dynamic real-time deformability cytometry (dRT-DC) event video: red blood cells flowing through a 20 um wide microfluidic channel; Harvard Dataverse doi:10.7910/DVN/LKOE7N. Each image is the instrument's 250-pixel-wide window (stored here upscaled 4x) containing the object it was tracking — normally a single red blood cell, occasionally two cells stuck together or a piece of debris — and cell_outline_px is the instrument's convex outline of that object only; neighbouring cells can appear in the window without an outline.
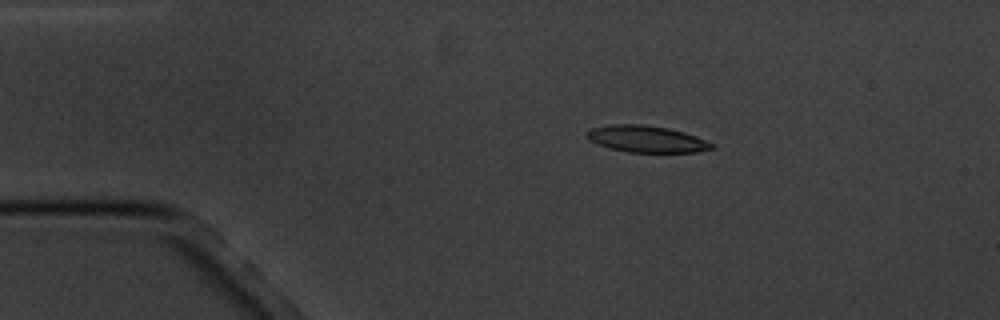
{"species": "common noctule bat (a hibernating species)", "species_latin": "Nyctalus noctula", "temperature_condition": "cold", "stored_images_in_passage": 5, "camera_frame_rate_fps": 3000, "um_per_image_px": 0.085, "animal": {"sex": "male", "body_mass_g": 20.1, "forearm_length_mm": 53.5}, "frame": {"image": 1, "passage_image": 2, "time_ms": 1.333, "image_size_px": [1000, 320], "cell_outline_px": [[716, 148], [696, 152], [628, 152], [612, 148], [588, 140], [584, 136], [584, 132], [592, 128], [612, 124], [640, 124], [668, 128], [684, 132], [696, 136], [716, 144]], "centroid_in_image_um": [54.97, 11.81], "position_along_channel_um": 30.0, "area_um2": 19.48}}
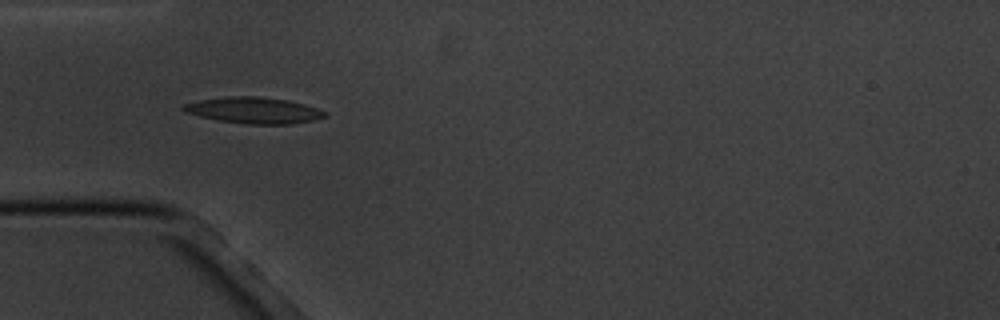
{"frame": {"image": 2, "passage_image": 4, "time_ms": 3.667, "image_size_px": [1000, 320], "cell_outline_px": [[328, 116], [312, 120], [292, 124], [248, 124], [220, 120], [200, 116], [184, 112], [180, 108], [184, 104], [200, 100], [228, 96], [260, 96], [288, 100], [304, 104], [328, 112]], "centroid_in_image_um": [21.59, 9.37], "position_along_channel_um": 63.4, "area_um2": 21.56}}
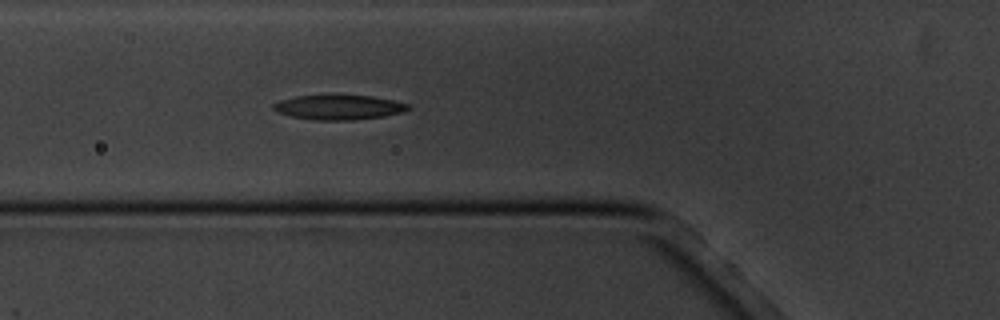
{"frame": {"image": 3, "passage_image": 5, "time_ms": 4.667, "image_size_px": [1000, 320], "cell_outline_px": [[412, 108], [404, 112], [384, 116], [352, 120], [316, 120], [292, 116], [276, 112], [272, 108], [272, 104], [280, 100], [296, 96], [372, 96], [392, 100], [408, 104]], "centroid_in_image_um": [28.8, 9.13], "position_along_channel_um": 97.0, "area_um2": 19.19}}